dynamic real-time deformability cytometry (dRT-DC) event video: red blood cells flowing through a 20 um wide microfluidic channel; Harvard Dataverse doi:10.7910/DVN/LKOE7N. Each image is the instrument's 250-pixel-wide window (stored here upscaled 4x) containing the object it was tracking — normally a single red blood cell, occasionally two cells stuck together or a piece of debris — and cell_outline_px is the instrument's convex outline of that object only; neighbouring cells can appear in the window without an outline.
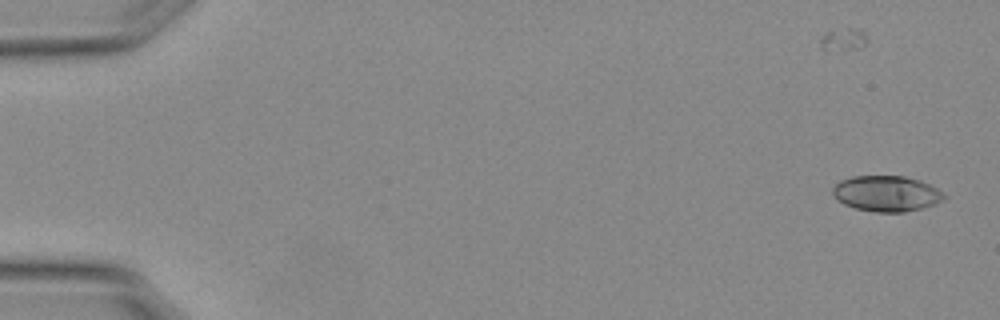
{"species": "Egyptian fruit bat (a non-hibernating species)", "species_latin": "Rousettus aegyptiacus", "temperature_condition": "warm", "stored_images_in_passage": 16, "camera_frame_rate_fps": 3000, "um_per_image_px": 0.085, "animal": {"sex": "female"}, "frame": {"image": 1, "passage_image": 1, "time_ms": 0.0, "image_size_px": [1000, 320], "cell_outline_px": [[948, 196], [944, 200], [936, 204], [904, 212], [876, 212], [856, 208], [844, 204], [836, 200], [832, 192], [832, 188], [840, 180], [852, 176], [904, 176], [920, 180], [936, 188]], "centroid_in_image_um": [75.35, 16.45], "position_along_channel_um": 9.6, "area_um2": 23.24}}
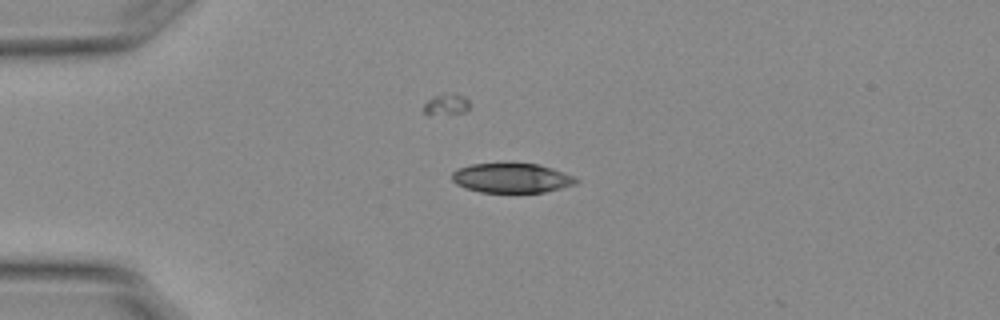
{"frame": {"image": 2, "passage_image": 13, "time_ms": 4.0, "image_size_px": [1000, 320], "cell_outline_px": [[580, 180], [576, 184], [544, 192], [480, 192], [464, 188], [456, 184], [452, 180], [452, 172], [456, 168], [472, 164], [504, 160], [540, 164], [576, 176]], "centroid_in_image_um": [43.47, 15.08], "position_along_channel_um": 41.5, "area_um2": 22.43}}